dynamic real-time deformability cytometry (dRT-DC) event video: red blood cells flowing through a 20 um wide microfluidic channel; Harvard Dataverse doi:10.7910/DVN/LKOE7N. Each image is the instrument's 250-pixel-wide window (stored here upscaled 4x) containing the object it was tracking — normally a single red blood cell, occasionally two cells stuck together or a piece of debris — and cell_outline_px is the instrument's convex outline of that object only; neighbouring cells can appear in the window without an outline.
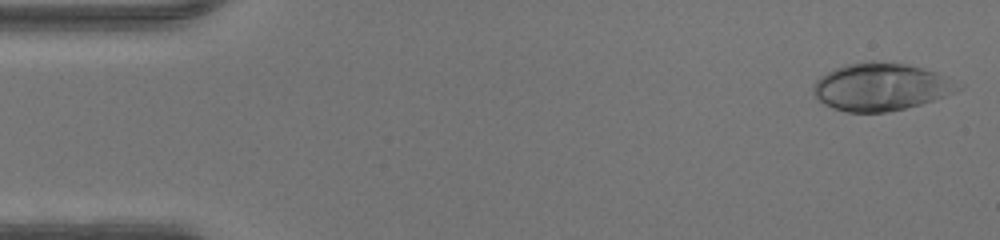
{"species": "human", "species_latin": "Homo sapiens", "temperature_condition": "warm", "stored_images_in_passage": 46, "camera_frame_rate_fps": 3000, "um_per_image_px": 0.085, "donor": {"sex": "male"}, "frame": {"image": 1, "passage_image": 1, "time_ms": 0.0, "image_size_px": [1000, 240], "cell_outline_px": [[964, 88], [956, 92], [920, 104], [904, 108], [884, 112], [848, 112], [832, 108], [824, 104], [812, 92], [812, 88], [816, 80], [820, 76], [836, 68], [848, 64], [872, 60], [904, 64], [936, 72], [964, 84]], "centroid_in_image_um": [74.9, 7.38], "position_along_channel_um": 10.1, "area_um2": 40.0}}
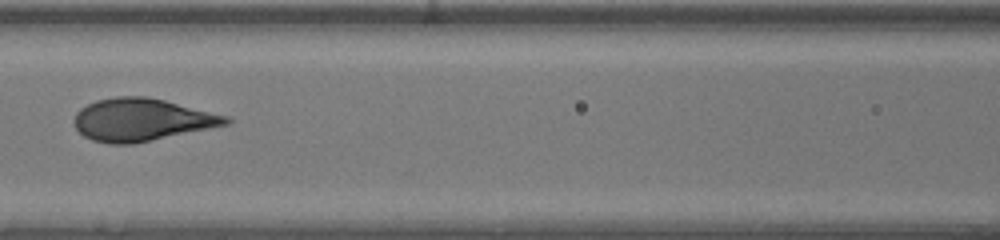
{"frame": {"image": 2, "passage_image": 20, "time_ms": 6.333, "image_size_px": [1000, 240], "cell_outline_px": [[232, 120], [228, 124], [132, 144], [112, 144], [92, 140], [84, 136], [76, 128], [76, 112], [80, 108], [96, 100], [116, 96], [144, 96], [164, 100], [228, 116]], "centroid_in_image_um": [12.03, 10.17], "position_along_channel_um": 154.6, "area_um2": 37.11}}
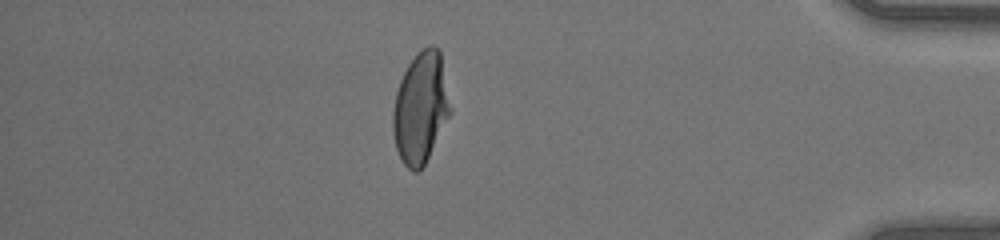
{"frame": {"image": 3, "passage_image": 40, "time_ms": 13.0, "image_size_px": [1000, 240], "cell_outline_px": [[452, 108], [424, 164], [416, 172], [412, 172], [404, 164], [396, 148], [392, 128], [392, 112], [396, 92], [400, 80], [408, 64], [416, 52], [428, 44], [432, 44], [440, 48]], "centroid_in_image_um": [35.75, 9.08], "position_along_channel_um": 399.5, "area_um2": 37.11}}